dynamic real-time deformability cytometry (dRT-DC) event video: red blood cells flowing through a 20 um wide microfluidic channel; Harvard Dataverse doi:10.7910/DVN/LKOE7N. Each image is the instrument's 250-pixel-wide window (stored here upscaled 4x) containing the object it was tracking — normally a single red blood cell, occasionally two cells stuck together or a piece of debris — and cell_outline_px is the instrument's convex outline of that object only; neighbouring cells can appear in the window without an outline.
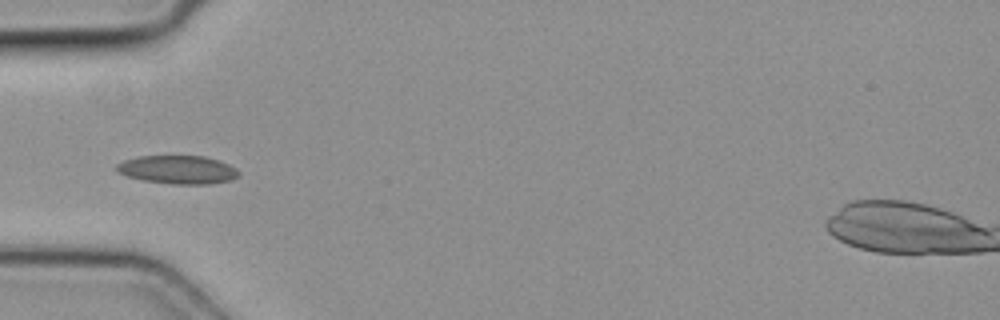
{"species": "common noctule bat (a hibernating species)", "species_latin": "Nyctalus noctula", "temperature_condition": "cold", "stored_images_in_passage": 6, "camera_frame_rate_fps": 3000, "um_per_image_px": 0.085, "animal": {"sex": "female", "body_mass_g": 19.3, "forearm_length_mm": 54.1}, "frame": {"image": 1, "passage_image": 5, "time_ms": 1.333, "image_size_px": [1000, 320], "cell_outline_px": [[240, 176], [232, 180], [212, 184], [172, 184], [144, 180], [128, 176], [116, 172], [116, 164], [124, 160], [140, 156], [204, 156], [228, 164], [236, 168], [240, 172]], "centroid_in_image_um": [15.14, 14.43], "position_along_channel_um": 69.9, "area_um2": 20.23}}
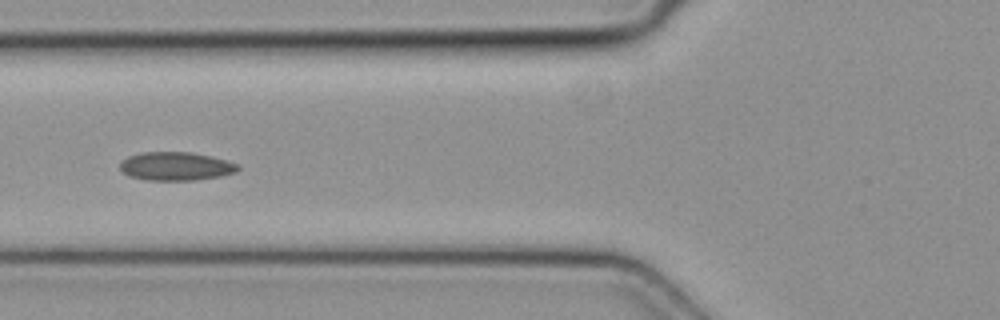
{"frame": {"image": 2, "passage_image": 6, "time_ms": 1.667, "image_size_px": [1000, 320], "cell_outline_px": [[240, 168], [236, 172], [220, 176], [196, 180], [144, 180], [128, 176], [120, 168], [120, 164], [128, 156], [144, 152], [192, 152], [240, 164]], "centroid_in_image_um": [14.95, 14.14], "position_along_channel_um": 110.8, "area_um2": 19.48}}